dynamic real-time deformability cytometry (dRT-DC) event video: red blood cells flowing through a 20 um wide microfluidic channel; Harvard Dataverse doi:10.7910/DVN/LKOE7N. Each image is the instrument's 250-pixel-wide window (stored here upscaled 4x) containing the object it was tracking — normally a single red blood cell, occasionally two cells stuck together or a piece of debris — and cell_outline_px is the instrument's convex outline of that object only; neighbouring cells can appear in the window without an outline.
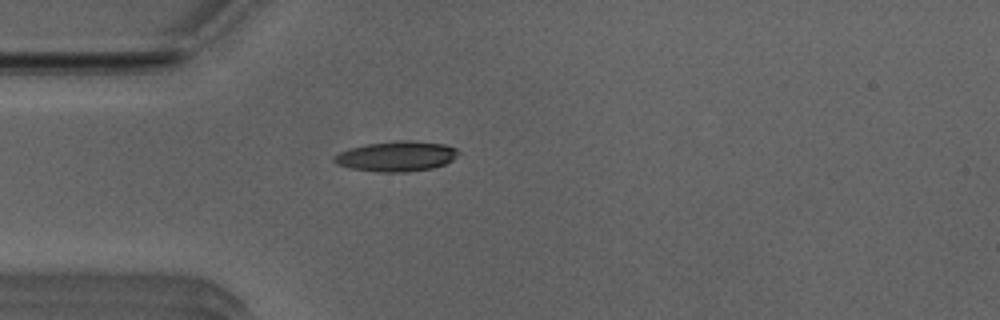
{"species": "Egyptian fruit bat (a non-hibernating species)", "species_latin": "Rousettus aegyptiacus", "temperature_condition": "room temperature", "stored_images_in_passage": 39, "camera_frame_rate_fps": 3000, "um_per_image_px": 0.085, "animal": {"sex": "male"}, "frame": {"image": 1, "passage_image": 2, "time_ms": 0.333, "image_size_px": [1000, 320], "cell_outline_px": [[460, 152], [452, 160], [444, 164], [432, 168], [404, 172], [380, 172], [348, 168], [336, 164], [332, 160], [332, 156], [340, 152], [352, 148], [368, 144], [400, 140], [412, 140], [444, 144], [456, 148]], "centroid_in_image_um": [33.69, 13.28], "position_along_channel_um": 51.3, "area_um2": 21.79}}
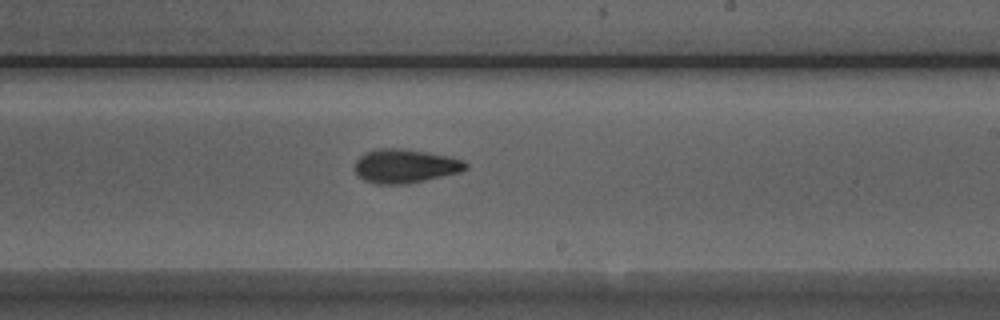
{"frame": {"image": 2, "passage_image": 18, "time_ms": 5.667, "image_size_px": [1000, 320], "cell_outline_px": [[468, 168], [460, 172], [408, 184], [376, 184], [364, 180], [356, 172], [356, 160], [364, 152], [380, 148], [400, 148], [448, 156], [464, 160], [468, 164]], "centroid_in_image_um": [34.45, 14.11], "position_along_channel_um": 254.6, "area_um2": 21.79}}
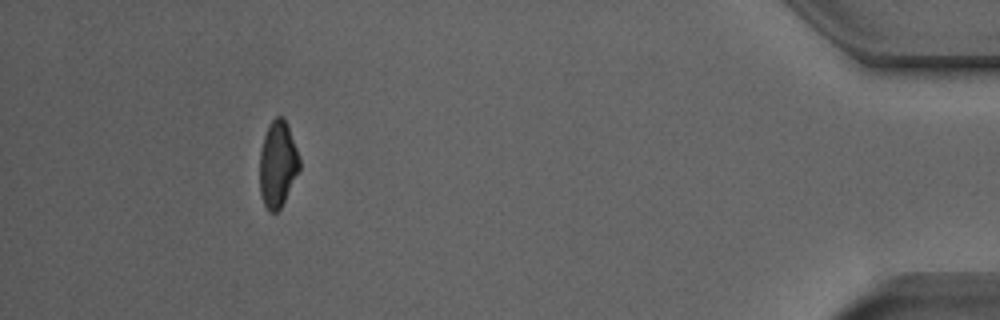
{"frame": {"image": 3, "passage_image": 35, "time_ms": 11.333, "image_size_px": [1000, 320], "cell_outline_px": [[300, 168], [280, 208], [276, 212], [268, 212], [264, 204], [260, 192], [260, 148], [264, 136], [272, 120], [276, 116], [284, 116], [288, 124], [300, 160]], "centroid_in_image_um": [23.6, 13.93], "position_along_channel_um": 411.6, "area_um2": 19.83}, "authors_computed_cell_mechanics": {"area_um2": 20.9814, "velocity_mm_per_s": 3.9545, "shape_relaxation_time_tau1_ms": 6.473, "shape_relaxation_time_tau2_ms": 4.5784, "deformation_change_tau1": 0.2079, "deformation_change_tau2": 0.1196}}